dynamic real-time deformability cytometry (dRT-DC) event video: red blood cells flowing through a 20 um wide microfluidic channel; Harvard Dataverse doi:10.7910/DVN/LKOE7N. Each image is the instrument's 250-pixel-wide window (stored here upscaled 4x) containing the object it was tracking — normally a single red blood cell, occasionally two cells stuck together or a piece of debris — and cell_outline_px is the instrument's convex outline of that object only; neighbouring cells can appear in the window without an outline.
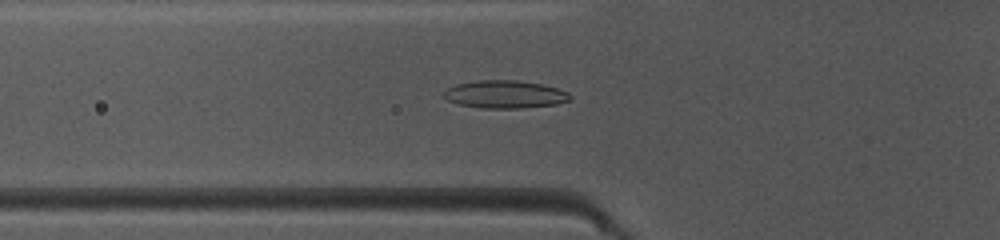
{"species": "common noctule bat (a hibernating species)", "species_latin": "Nyctalus noctula", "temperature_condition": "warm", "stored_images_in_passage": 49, "camera_frame_rate_fps": 3000, "um_per_image_px": 0.085, "animal": {"sex": "female", "body_mass_g": 10.0, "forearm_length_mm": 53.1}, "frame": {"image": 1, "passage_image": 18, "time_ms": 5.667, "image_size_px": [1000, 240], "cell_outline_px": [[572, 100], [556, 104], [520, 108], [484, 108], [460, 104], [448, 100], [440, 96], [448, 88], [456, 84], [480, 80], [516, 80], [544, 84], [568, 92], [572, 96]], "centroid_in_image_um": [42.94, 8.01], "position_along_channel_um": 82.9, "area_um2": 20.46}}
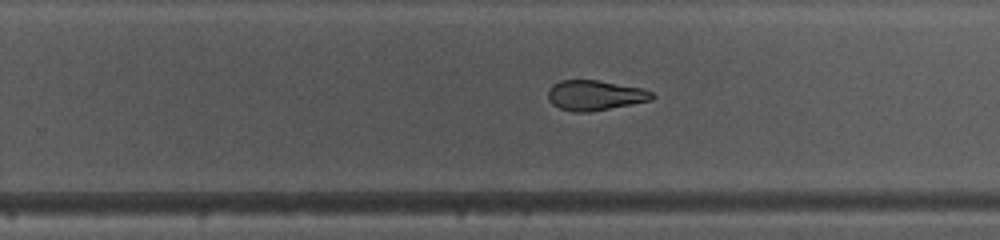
{"frame": {"image": 2, "passage_image": 32, "time_ms": 10.333, "image_size_px": [1000, 240], "cell_outline_px": [[656, 96], [652, 100], [632, 104], [588, 112], [572, 112], [560, 108], [552, 104], [548, 100], [548, 92], [552, 84], [560, 80], [596, 80], [640, 88], [652, 92]], "centroid_in_image_um": [50.55, 8.1], "position_along_channel_um": 279.3, "area_um2": 18.15}}
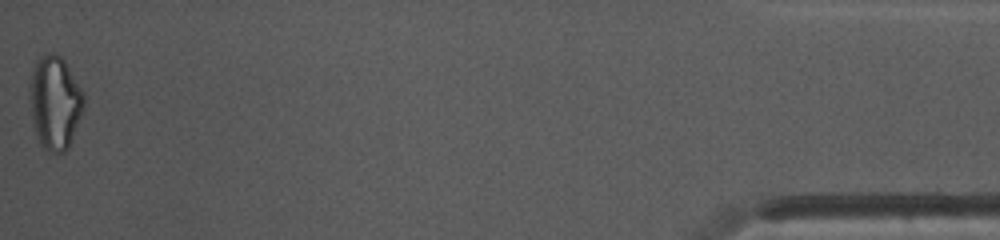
{"frame": {"image": 3, "passage_image": 49, "time_ms": 16.0, "image_size_px": [1000, 240], "cell_outline_px": [[84, 108], [68, 148], [64, 152], [48, 152], [40, 144], [36, 136], [32, 124], [28, 92], [28, 88], [32, 68], [36, 60], [40, 56], [48, 52], [52, 52], [60, 56], [64, 60], [84, 92]], "centroid_in_image_um": [4.63, 8.7], "position_along_channel_um": 430.6, "area_um2": 30.0}, "authors_computed_cell_mechanics": {"area_um2": 20.1144, "velocity_mm_per_s": 4.1834, "shape_relaxation_time_tau1_ms": 8.7792, "shape_relaxation_time_tau2_ms": 3.539, "deformation_change_tau1": 0.2164, "deformation_change_tau2": 0.1232}}